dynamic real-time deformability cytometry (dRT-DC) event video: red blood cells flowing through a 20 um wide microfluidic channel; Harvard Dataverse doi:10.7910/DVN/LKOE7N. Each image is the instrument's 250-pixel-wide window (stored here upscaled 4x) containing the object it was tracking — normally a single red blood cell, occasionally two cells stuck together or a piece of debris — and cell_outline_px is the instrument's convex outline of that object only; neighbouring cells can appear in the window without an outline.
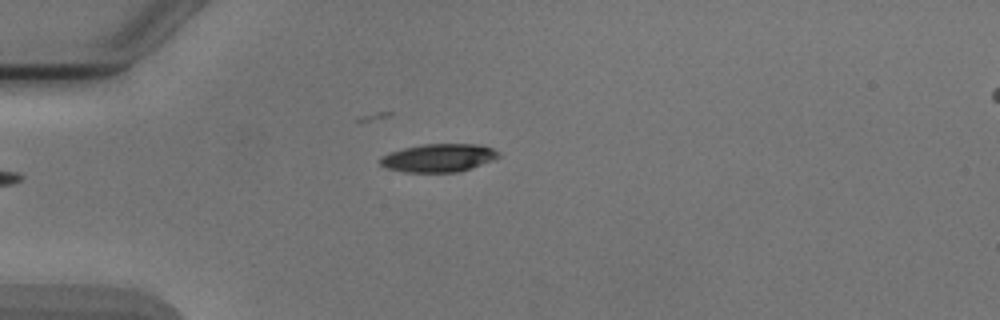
{"species": "Egyptian fruit bat (a non-hibernating species)", "species_latin": "Rousettus aegyptiacus", "temperature_condition": "cold", "stored_images_in_passage": 2, "camera_frame_rate_fps": 3000, "um_per_image_px": 0.085, "animal": {"sex": "male"}, "frame": {"image": 1, "passage_image": 2, "time_ms": 1.333, "image_size_px": [1000, 320], "cell_outline_px": [[500, 156], [492, 160], [472, 168], [456, 172], [404, 172], [388, 168], [380, 164], [380, 156], [388, 152], [404, 148], [424, 144], [476, 144], [492, 148], [500, 152]], "centroid_in_image_um": [37.27, 13.42], "position_along_channel_um": 47.7, "area_um2": 19.36}}